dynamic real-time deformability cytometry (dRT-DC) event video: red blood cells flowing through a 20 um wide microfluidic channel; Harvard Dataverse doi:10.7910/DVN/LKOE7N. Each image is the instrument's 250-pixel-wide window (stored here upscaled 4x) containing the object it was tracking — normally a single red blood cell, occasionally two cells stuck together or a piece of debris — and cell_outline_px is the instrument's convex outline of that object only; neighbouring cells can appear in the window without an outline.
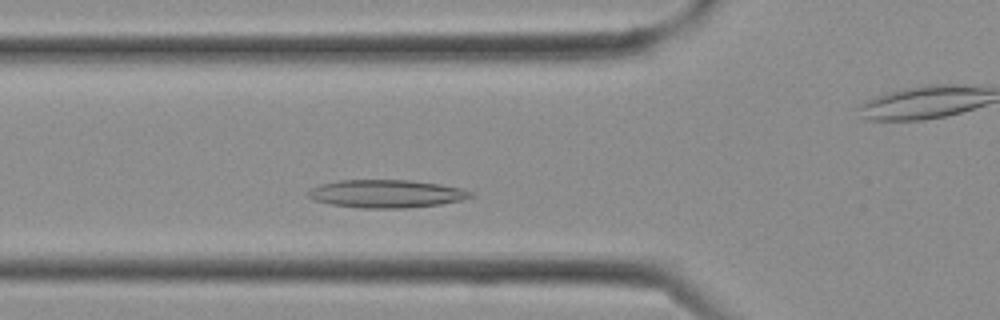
{"species": "Egyptian fruit bat (a non-hibernating species)", "species_latin": "Rousettus aegyptiacus", "temperature_condition": "cold", "stored_images_in_passage": 13, "camera_frame_rate_fps": 3000, "um_per_image_px": 0.085, "frame": {"image": 1, "passage_image": 6, "time_ms": 1.667, "image_size_px": [1000, 320], "cell_outline_px": [[476, 196], [460, 200], [440, 204], [404, 208], [364, 208], [332, 204], [316, 200], [308, 196], [308, 192], [312, 188], [320, 184], [340, 180], [412, 180], [440, 184], [460, 188], [476, 192]], "centroid_in_image_um": [32.91, 16.46], "position_along_channel_um": 92.9, "area_um2": 26.36}}
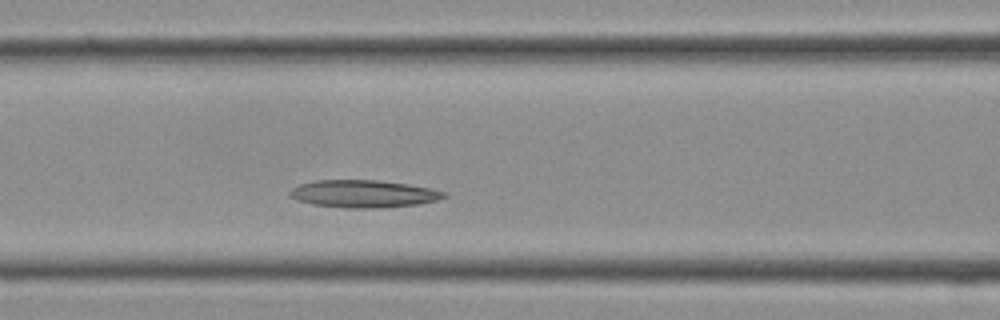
{"frame": {"image": 2, "passage_image": 8, "time_ms": 2.333, "image_size_px": [1000, 320], "cell_outline_px": [[448, 196], [436, 200], [420, 204], [380, 208], [348, 208], [312, 204], [296, 200], [288, 196], [288, 192], [292, 188], [300, 184], [312, 180], [376, 180], [408, 184], [448, 192]], "centroid_in_image_um": [30.88, 16.47], "position_along_channel_um": 135.7, "area_um2": 24.85}}
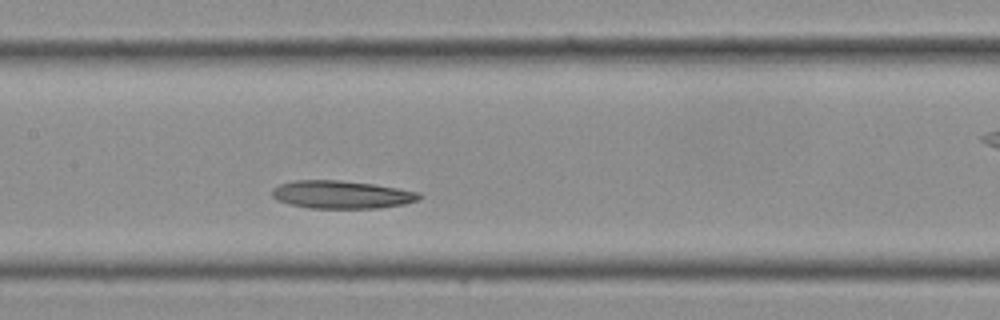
{"frame": {"image": 3, "passage_image": 10, "time_ms": 3.0, "image_size_px": [1000, 320], "cell_outline_px": [[424, 196], [420, 200], [404, 204], [380, 208], [308, 208], [276, 200], [272, 196], [272, 188], [280, 184], [292, 180], [340, 180], [372, 184], [420, 192]], "centroid_in_image_um": [29.05, 16.54], "position_along_channel_um": 178.3, "area_um2": 24.04}}